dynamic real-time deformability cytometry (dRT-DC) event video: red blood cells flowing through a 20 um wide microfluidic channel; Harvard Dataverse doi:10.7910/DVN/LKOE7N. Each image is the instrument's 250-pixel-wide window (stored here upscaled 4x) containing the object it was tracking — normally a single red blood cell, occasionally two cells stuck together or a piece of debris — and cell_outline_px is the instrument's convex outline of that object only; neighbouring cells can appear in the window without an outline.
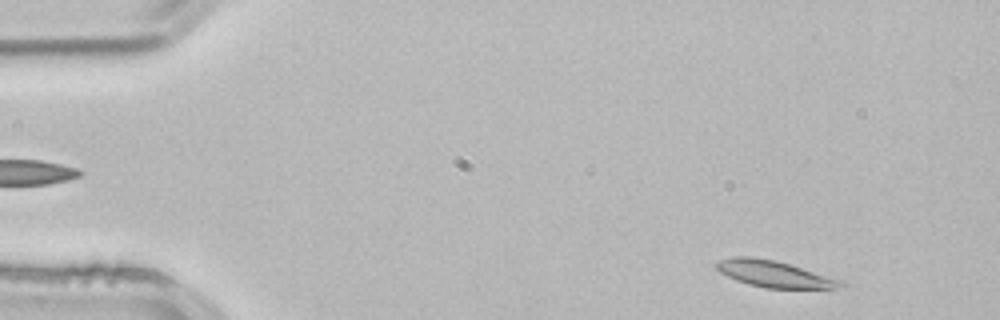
{"species": "common noctule bat (a hibernating species)", "species_latin": "Nyctalus noctula", "temperature_condition": "room temperature", "stored_images_in_passage": 3, "camera_frame_rate_fps": 3000, "um_per_image_px": 0.085, "animal": {"sex": "male", "body_mass_g": 21.5, "forearm_length_mm": 52.0}, "frame": {"image": 1, "passage_image": 3, "time_ms": 0.667, "image_size_px": [1000, 320], "cell_outline_px": [[848, 288], [764, 288], [748, 284], [736, 280], [720, 272], [716, 268], [716, 264], [720, 260], [732, 256], [752, 256], [776, 260], [844, 280], [848, 284]], "centroid_in_image_um": [65.89, 23.29], "position_along_channel_um": 19.1, "area_um2": 19.54}}